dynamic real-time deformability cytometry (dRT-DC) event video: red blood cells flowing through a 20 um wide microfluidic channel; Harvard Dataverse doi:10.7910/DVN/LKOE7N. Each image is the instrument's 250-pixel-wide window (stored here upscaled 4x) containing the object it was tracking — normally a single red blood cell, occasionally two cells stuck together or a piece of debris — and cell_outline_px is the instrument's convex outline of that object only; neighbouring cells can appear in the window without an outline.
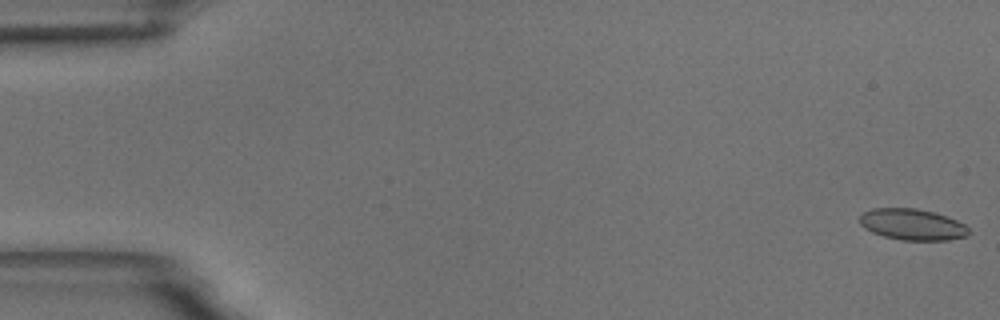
{"species": "common noctule bat (a hibernating species)", "species_latin": "Nyctalus noctula", "temperature_condition": "room temperature", "stored_images_in_passage": 55, "camera_frame_rate_fps": 3000, "um_per_image_px": 0.085, "animal": {"sex": "male", "body_mass_g": 18.8}, "frame": {"image": 1, "passage_image": 1, "time_ms": 0.0, "image_size_px": [1000, 320], "cell_outline_px": [[968, 236], [948, 240], [904, 240], [884, 236], [872, 232], [864, 228], [860, 224], [860, 216], [864, 212], [872, 208], [916, 208], [932, 212], [956, 220], [964, 224], [968, 228]], "centroid_in_image_um": [77.53, 19.08], "position_along_channel_um": 7.5, "area_um2": 19.65}}
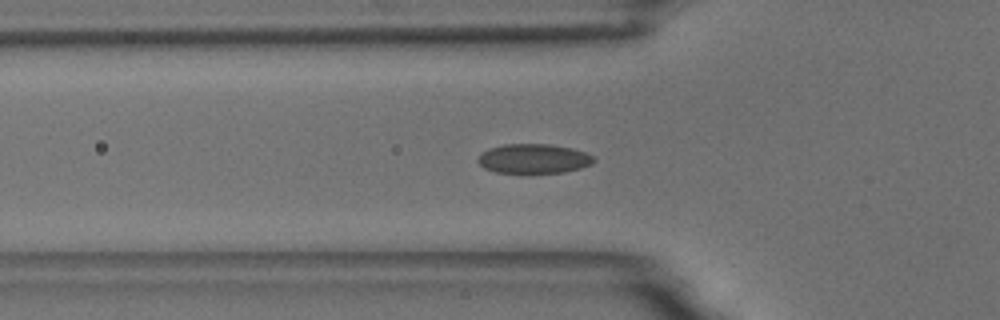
{"frame": {"image": 2, "passage_image": 19, "time_ms": 6.0, "image_size_px": [1000, 320], "cell_outline_px": [[596, 160], [592, 164], [580, 168], [564, 172], [496, 172], [484, 168], [476, 160], [480, 152], [488, 148], [504, 144], [548, 144], [572, 148], [584, 152], [592, 156]], "centroid_in_image_um": [45.32, 13.47], "position_along_channel_um": 80.5, "area_um2": 19.83}}
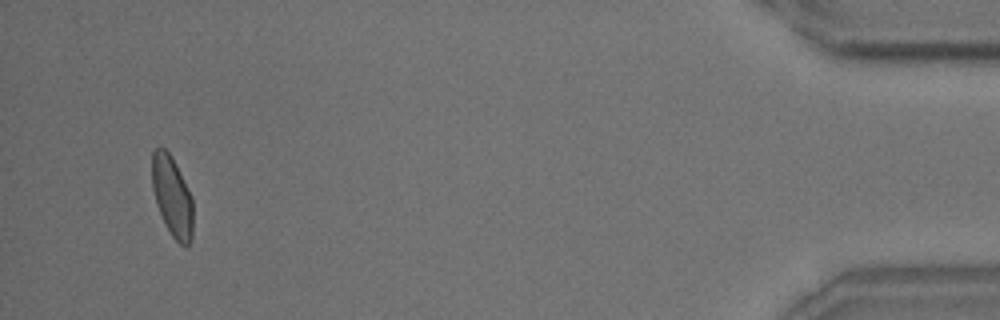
{"frame": {"image": 3, "passage_image": 53, "time_ms": 17.333, "image_size_px": [1000, 320], "cell_outline_px": [[192, 240], [184, 248], [172, 236], [156, 204], [152, 188], [152, 152], [156, 148], [164, 148], [172, 156], [192, 196]], "centroid_in_image_um": [14.64, 16.69], "position_along_channel_um": 420.6, "area_um2": 19.07}, "authors_computed_cell_mechanics": {"area_um2": 19.652, "velocity_mm_per_s": 3.6681, "shape_relaxation_time_tau1_ms": 8.9555, "shape_relaxation_time_tau2_ms": 1.1166, "deformation_change_tau1": 0.1693, "deformation_change_tau2": 0.051}}